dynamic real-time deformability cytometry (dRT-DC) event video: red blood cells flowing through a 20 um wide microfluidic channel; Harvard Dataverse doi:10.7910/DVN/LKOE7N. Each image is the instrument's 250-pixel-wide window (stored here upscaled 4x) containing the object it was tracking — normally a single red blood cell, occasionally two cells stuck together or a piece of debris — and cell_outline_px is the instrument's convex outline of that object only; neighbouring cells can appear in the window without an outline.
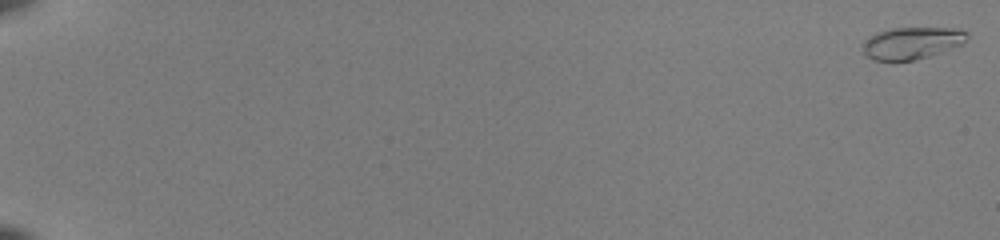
{"species": "common noctule bat (a hibernating species)", "species_latin": "Nyctalus noctula", "temperature_condition": "room temperature", "stored_images_in_passage": 54, "camera_frame_rate_fps": 3000, "um_per_image_px": 0.085, "animal": {"sex": "female", "body_mass_g": 22.0, "forearm_length_mm": 56.7}, "frame": {"image": 1, "passage_image": 1, "time_ms": 0.0, "image_size_px": [1000, 240], "cell_outline_px": [[968, 36], [964, 44], [928, 56], [912, 60], [872, 60], [864, 52], [860, 44], [864, 40], [876, 32], [892, 28], [960, 28], [968, 32]], "centroid_in_image_um": [77.51, 3.64], "position_along_channel_um": 7.5, "area_um2": 19.54}}
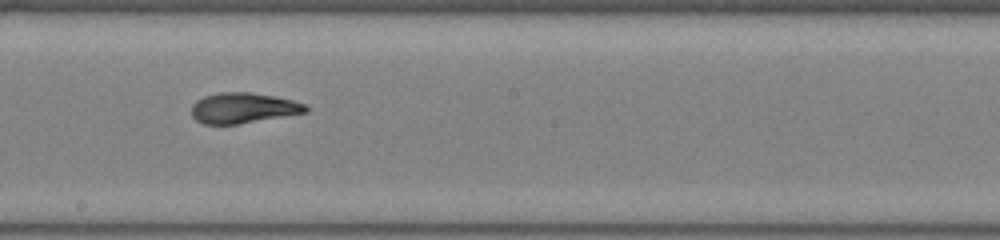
{"frame": {"image": 2, "passage_image": 34, "time_ms": 11.0, "image_size_px": [1000, 240], "cell_outline_px": [[308, 112], [236, 124], [204, 124], [196, 120], [192, 116], [192, 104], [196, 100], [204, 96], [220, 92], [252, 92], [276, 96], [308, 104]], "centroid_in_image_um": [20.68, 9.16], "position_along_channel_um": 227.5, "area_um2": 20.35}}
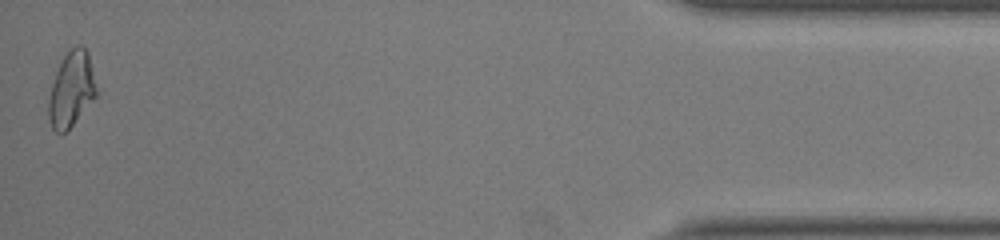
{"frame": {"image": 3, "passage_image": 54, "time_ms": 17.667, "image_size_px": [1000, 240], "cell_outline_px": [[100, 92], [72, 124], [60, 136], [52, 128], [48, 120], [48, 100], [52, 84], [56, 72], [64, 56], [76, 44], [80, 44], [88, 52]], "centroid_in_image_um": [6.09, 7.59], "position_along_channel_um": 429.1, "area_um2": 21.1}, "authors_computed_cell_mechanics": {"area_um2": 20.0855, "velocity_mm_per_s": 4.0093, "shape_relaxation_time_tau1_ms": 10.8142, "shape_relaxation_time_tau2_ms": 0.7976, "deformation_change_tau1": 0.2981, "deformation_change_tau2": 0.044}}